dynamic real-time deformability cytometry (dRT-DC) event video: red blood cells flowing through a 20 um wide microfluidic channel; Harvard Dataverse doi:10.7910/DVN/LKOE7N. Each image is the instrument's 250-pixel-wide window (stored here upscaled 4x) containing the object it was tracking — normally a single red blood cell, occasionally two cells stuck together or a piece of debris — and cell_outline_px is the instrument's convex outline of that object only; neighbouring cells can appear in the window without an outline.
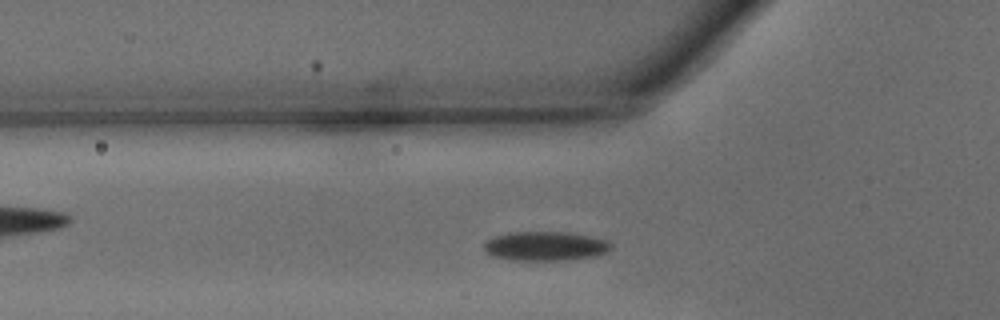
{"species": "common noctule bat (a hibernating species)", "species_latin": "Nyctalus noctula", "temperature_condition": "warm", "stored_images_in_passage": 32, "camera_frame_rate_fps": 3000, "um_per_image_px": 0.085, "animal": {"sex": "male", "body_mass_g": 15.6}, "frame": {"image": 1, "passage_image": 4, "time_ms": 1.0, "image_size_px": [1000, 320], "cell_outline_px": [[612, 248], [604, 252], [592, 256], [568, 260], [512, 260], [492, 256], [484, 248], [484, 244], [488, 240], [496, 236], [508, 232], [568, 232], [588, 236], [604, 240], [612, 244]], "centroid_in_image_um": [46.33, 20.92], "position_along_channel_um": 79.5, "area_um2": 21.33}}
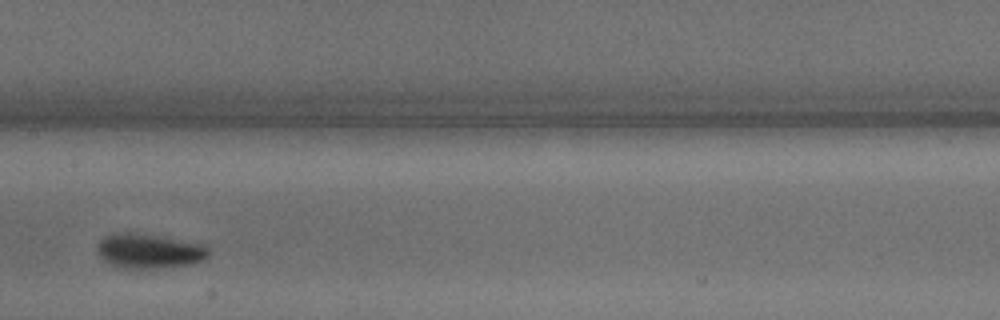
{"frame": {"image": 2, "passage_image": 12, "time_ms": 3.667, "image_size_px": [1000, 320], "cell_outline_px": [[212, 252], [204, 260], [188, 264], [152, 268], [116, 268], [108, 264], [96, 252], [96, 248], [100, 240], [104, 236], [112, 232], [128, 232], [156, 236], [204, 244]], "centroid_in_image_um": [12.62, 21.33], "position_along_channel_um": 194.8, "area_um2": 22.54}}
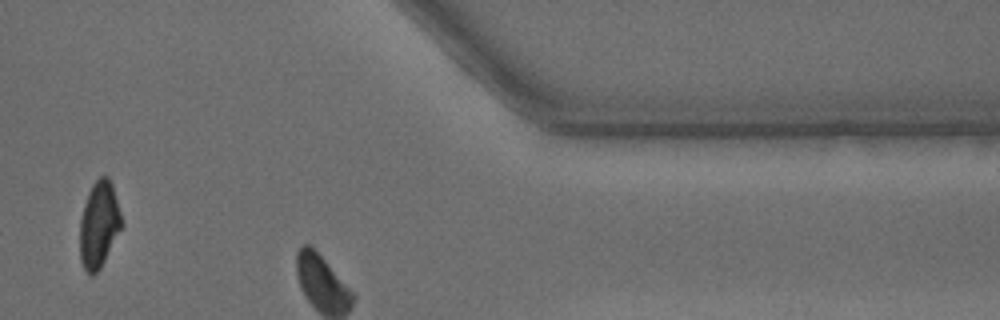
{"frame": {"image": 3, "passage_image": 26, "time_ms": 8.333, "image_size_px": [1000, 320], "cell_outline_px": [[124, 224], [100, 268], [92, 276], [88, 276], [80, 260], [80, 220], [84, 204], [88, 192], [92, 184], [100, 176], [108, 176], [112, 184]], "centroid_in_image_um": [8.41, 19.09], "position_along_channel_um": 403.0, "area_um2": 21.1}, "authors_computed_cell_mechanics": {"area_um2": 21.0103, "velocity_mm_per_s": 4.2985, "shape_relaxation_time_tau1_ms": 3.6518, "shape_relaxation_time_tau2_ms": null, "deformation_change_tau1": 0.1555, "deformation_change_tau2": null}}